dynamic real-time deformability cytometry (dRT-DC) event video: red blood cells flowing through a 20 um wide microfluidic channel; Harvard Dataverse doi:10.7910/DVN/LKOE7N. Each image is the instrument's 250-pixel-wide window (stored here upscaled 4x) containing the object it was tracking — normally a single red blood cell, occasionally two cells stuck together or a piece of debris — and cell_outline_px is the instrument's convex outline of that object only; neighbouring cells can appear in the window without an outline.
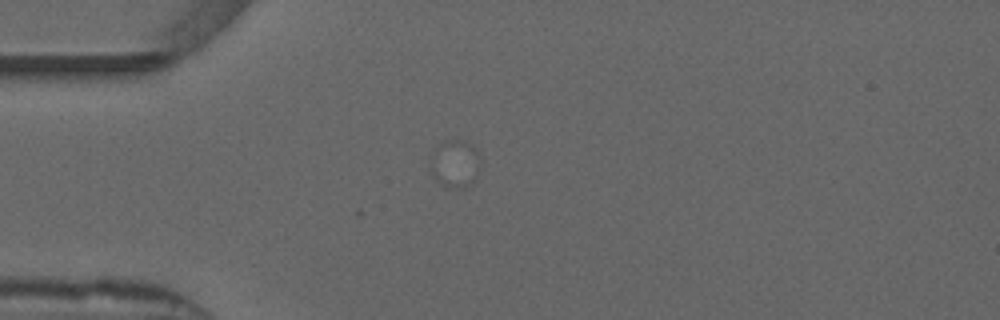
{"species": "common noctule bat (a hibernating species)", "species_latin": "Nyctalus noctula", "temperature_condition": "warm", "stored_images_in_passage": 1, "camera_frame_rate_fps": 3000, "um_per_image_px": 0.085, "animal": {"sex": "male", "forearm_length_mm": 52.5}, "frame": {"image": 1, "passage_image": 1, "time_ms": 0.0, "image_size_px": [1000, 320], "cell_outline_px": [[480, 168], [472, 180], [468, 184], [456, 188], [444, 188], [440, 184], [432, 172], [432, 148], [444, 140], [464, 140], [472, 144], [476, 148], [480, 160]], "centroid_in_image_um": [38.67, 13.86], "position_along_channel_um": 46.3, "area_um2": 13.81}}